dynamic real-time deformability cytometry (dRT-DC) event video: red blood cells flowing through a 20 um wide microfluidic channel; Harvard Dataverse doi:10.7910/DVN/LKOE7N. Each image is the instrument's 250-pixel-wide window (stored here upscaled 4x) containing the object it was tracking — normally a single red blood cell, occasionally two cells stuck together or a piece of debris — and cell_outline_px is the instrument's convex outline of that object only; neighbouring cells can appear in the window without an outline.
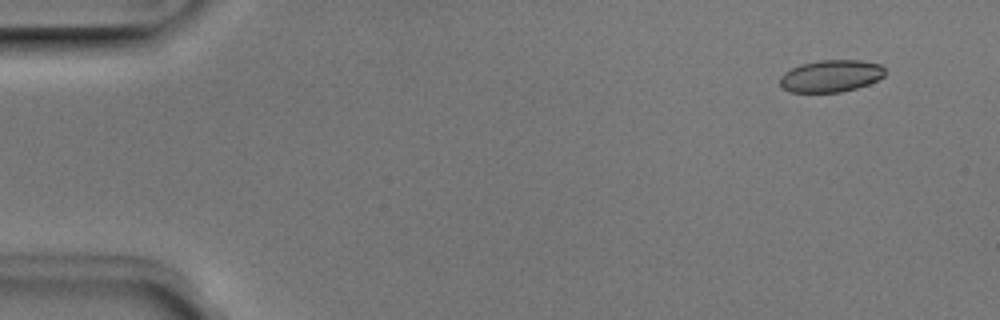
{"species": "Egyptian fruit bat (a non-hibernating species)", "species_latin": "Rousettus aegyptiacus", "temperature_condition": "room temperature", "stored_images_in_passage": 9, "camera_frame_rate_fps": 3000, "um_per_image_px": 0.085, "animal": {"sex": "male"}, "frame": {"image": 1, "passage_image": 2, "time_ms": 0.333, "image_size_px": [1000, 320], "cell_outline_px": [[884, 76], [868, 84], [856, 88], [840, 92], [788, 92], [780, 88], [780, 76], [784, 72], [800, 64], [820, 60], [860, 60], [880, 64], [884, 68]], "centroid_in_image_um": [70.58, 6.46], "position_along_channel_um": 14.4, "area_um2": 19.71}}